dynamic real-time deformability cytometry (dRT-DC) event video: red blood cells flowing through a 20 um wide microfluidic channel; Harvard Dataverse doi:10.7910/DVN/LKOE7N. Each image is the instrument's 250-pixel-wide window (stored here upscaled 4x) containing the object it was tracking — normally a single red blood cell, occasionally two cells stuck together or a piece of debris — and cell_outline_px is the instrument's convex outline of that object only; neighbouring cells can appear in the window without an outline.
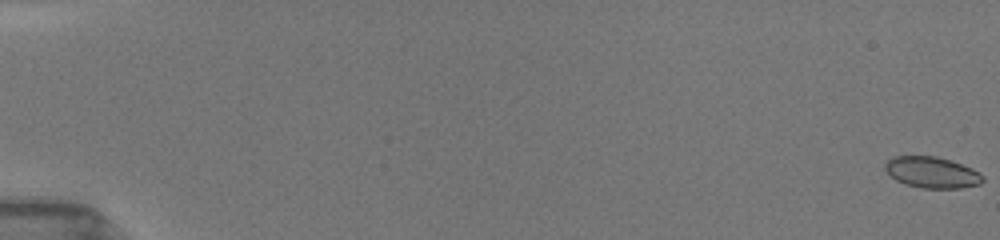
{"species": "common noctule bat (a hibernating species)", "species_latin": "Nyctalus noctula", "temperature_condition": "room temperature", "stored_images_in_passage": 42, "camera_frame_rate_fps": 3000, "um_per_image_px": 0.085, "animal": {"sex": "female", "body_mass_g": 19.5, "forearm_length_mm": 54.1}, "frame": {"image": 1, "passage_image": 1, "time_ms": 0.0, "image_size_px": [1000, 240], "cell_outline_px": [[984, 180], [980, 184], [960, 188], [920, 188], [904, 184], [896, 180], [884, 168], [884, 164], [892, 156], [936, 156], [972, 168], [984, 176]], "centroid_in_image_um": [79.2, 14.66], "position_along_channel_um": 5.8, "area_um2": 17.69}}
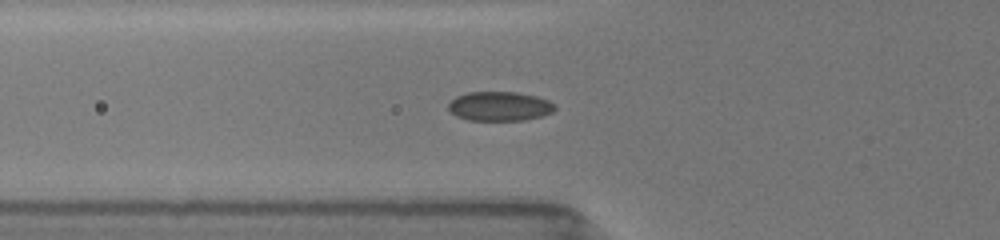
{"frame": {"image": 2, "passage_image": 22, "time_ms": 6.667, "image_size_px": [1000, 240], "cell_outline_px": [[556, 108], [552, 112], [544, 116], [524, 120], [468, 120], [456, 116], [448, 108], [448, 104], [456, 96], [468, 92], [516, 92], [536, 96], [548, 100]], "centroid_in_image_um": [42.46, 9.03], "position_along_channel_um": 83.3, "area_um2": 18.15}}
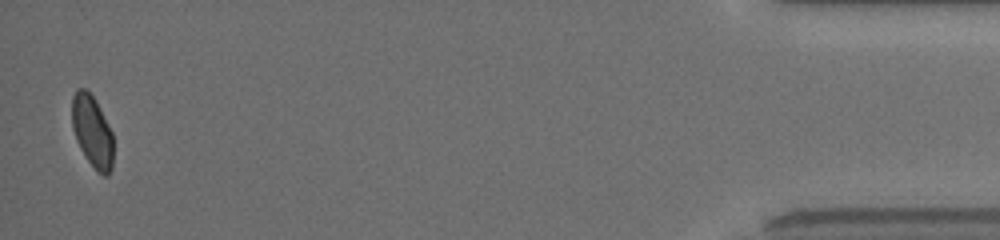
{"frame": {"image": 3, "passage_image": 42, "time_ms": 17.333, "image_size_px": [1000, 240], "cell_outline_px": [[112, 168], [108, 176], [104, 176], [96, 172], [80, 148], [76, 140], [72, 128], [72, 96], [76, 88], [84, 88], [96, 100], [112, 132]], "centroid_in_image_um": [7.83, 11.17], "position_along_channel_um": 427.4, "area_um2": 17.34}, "authors_computed_cell_mechanics": {"area_um2": 18.1203, "velocity_mm_per_s": 3.9665, "shape_relaxation_time_tau1_ms": 6.9696, "shape_relaxation_time_tau2_ms": 1.0486, "deformation_change_tau1": 0.1298, "deformation_change_tau2": 0.0398}}